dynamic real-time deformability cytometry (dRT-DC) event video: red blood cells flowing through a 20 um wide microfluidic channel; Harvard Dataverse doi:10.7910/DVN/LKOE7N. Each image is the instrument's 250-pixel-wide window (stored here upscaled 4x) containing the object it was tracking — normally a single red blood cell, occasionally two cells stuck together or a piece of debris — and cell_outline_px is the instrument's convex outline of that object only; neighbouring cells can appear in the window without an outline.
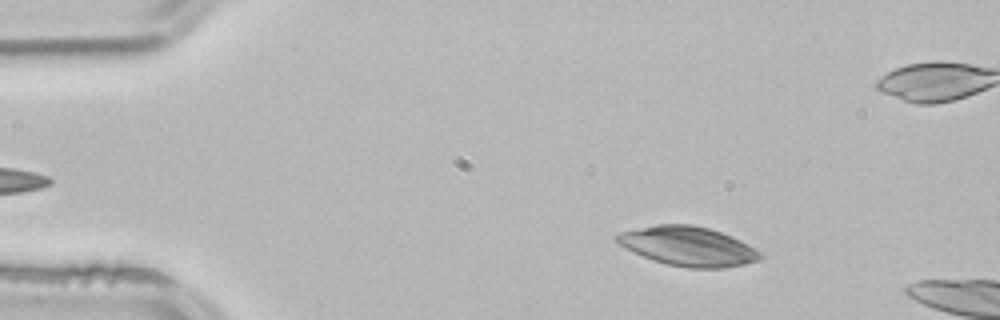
{"species": "common noctule bat (a hibernating species)", "species_latin": "Nyctalus noctula", "temperature_condition": "room temperature", "stored_images_in_passage": 2, "camera_frame_rate_fps": 3000, "um_per_image_px": 0.085, "animal": {"sex": "male", "body_mass_g": 21.5, "forearm_length_mm": 52.0}, "frame": {"image": 1, "passage_image": 1, "time_ms": 0.0, "image_size_px": [1000, 320], "cell_outline_px": [[764, 256], [760, 260], [744, 264], [724, 268], [688, 268], [668, 264], [652, 260], [624, 248], [612, 240], [612, 236], [620, 232], [656, 224], [692, 224], [708, 228], [732, 236], [756, 248]], "centroid_in_image_um": [58.46, 20.93], "position_along_channel_um": 26.5, "area_um2": 33.18}}